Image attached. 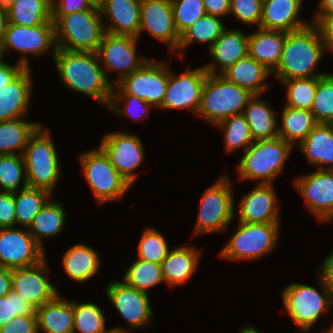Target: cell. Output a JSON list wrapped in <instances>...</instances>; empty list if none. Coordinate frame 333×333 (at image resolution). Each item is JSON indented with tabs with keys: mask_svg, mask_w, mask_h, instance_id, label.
Segmentation results:
<instances>
[{
	"mask_svg": "<svg viewBox=\"0 0 333 333\" xmlns=\"http://www.w3.org/2000/svg\"><path fill=\"white\" fill-rule=\"evenodd\" d=\"M53 58L67 88L108 106L113 85L106 78L97 53L57 49Z\"/></svg>",
	"mask_w": 333,
	"mask_h": 333,
	"instance_id": "1",
	"label": "cell"
},
{
	"mask_svg": "<svg viewBox=\"0 0 333 333\" xmlns=\"http://www.w3.org/2000/svg\"><path fill=\"white\" fill-rule=\"evenodd\" d=\"M325 51L320 33L313 23L302 29L286 32L280 61L271 75L279 79V82L323 76L327 73L316 72L314 68H317Z\"/></svg>",
	"mask_w": 333,
	"mask_h": 333,
	"instance_id": "2",
	"label": "cell"
},
{
	"mask_svg": "<svg viewBox=\"0 0 333 333\" xmlns=\"http://www.w3.org/2000/svg\"><path fill=\"white\" fill-rule=\"evenodd\" d=\"M293 146L279 136L254 141L245 151L238 164L241 179L257 181L259 184H273L284 169ZM260 180V181H259Z\"/></svg>",
	"mask_w": 333,
	"mask_h": 333,
	"instance_id": "3",
	"label": "cell"
},
{
	"mask_svg": "<svg viewBox=\"0 0 333 333\" xmlns=\"http://www.w3.org/2000/svg\"><path fill=\"white\" fill-rule=\"evenodd\" d=\"M99 7L62 16L55 23L57 49L97 53L104 29Z\"/></svg>",
	"mask_w": 333,
	"mask_h": 333,
	"instance_id": "4",
	"label": "cell"
},
{
	"mask_svg": "<svg viewBox=\"0 0 333 333\" xmlns=\"http://www.w3.org/2000/svg\"><path fill=\"white\" fill-rule=\"evenodd\" d=\"M253 95L221 74H207L197 115L215 126L228 117L242 114Z\"/></svg>",
	"mask_w": 333,
	"mask_h": 333,
	"instance_id": "5",
	"label": "cell"
},
{
	"mask_svg": "<svg viewBox=\"0 0 333 333\" xmlns=\"http://www.w3.org/2000/svg\"><path fill=\"white\" fill-rule=\"evenodd\" d=\"M50 130L40 124L30 135L23 158L29 187L43 189L51 194L59 181L60 161Z\"/></svg>",
	"mask_w": 333,
	"mask_h": 333,
	"instance_id": "6",
	"label": "cell"
},
{
	"mask_svg": "<svg viewBox=\"0 0 333 333\" xmlns=\"http://www.w3.org/2000/svg\"><path fill=\"white\" fill-rule=\"evenodd\" d=\"M321 293L315 287L292 283L282 290L283 304L288 316L307 333L322 313L333 305V291L320 279Z\"/></svg>",
	"mask_w": 333,
	"mask_h": 333,
	"instance_id": "7",
	"label": "cell"
},
{
	"mask_svg": "<svg viewBox=\"0 0 333 333\" xmlns=\"http://www.w3.org/2000/svg\"><path fill=\"white\" fill-rule=\"evenodd\" d=\"M230 177L221 175L202 194L193 236L227 230L235 216V202Z\"/></svg>",
	"mask_w": 333,
	"mask_h": 333,
	"instance_id": "8",
	"label": "cell"
},
{
	"mask_svg": "<svg viewBox=\"0 0 333 333\" xmlns=\"http://www.w3.org/2000/svg\"><path fill=\"white\" fill-rule=\"evenodd\" d=\"M280 223H238L220 256L226 260H256L274 251L278 241Z\"/></svg>",
	"mask_w": 333,
	"mask_h": 333,
	"instance_id": "9",
	"label": "cell"
},
{
	"mask_svg": "<svg viewBox=\"0 0 333 333\" xmlns=\"http://www.w3.org/2000/svg\"><path fill=\"white\" fill-rule=\"evenodd\" d=\"M79 159L84 178L99 204L119 200L130 189L129 182L115 169L100 147L81 153Z\"/></svg>",
	"mask_w": 333,
	"mask_h": 333,
	"instance_id": "10",
	"label": "cell"
},
{
	"mask_svg": "<svg viewBox=\"0 0 333 333\" xmlns=\"http://www.w3.org/2000/svg\"><path fill=\"white\" fill-rule=\"evenodd\" d=\"M168 81L169 64L149 58L139 69L124 77L117 85L125 93L160 109Z\"/></svg>",
	"mask_w": 333,
	"mask_h": 333,
	"instance_id": "11",
	"label": "cell"
},
{
	"mask_svg": "<svg viewBox=\"0 0 333 333\" xmlns=\"http://www.w3.org/2000/svg\"><path fill=\"white\" fill-rule=\"evenodd\" d=\"M138 38L129 35H114L105 32L97 51L103 62V70L110 82L107 71H117L118 76L112 85L119 83L124 77L139 69L149 59L136 53Z\"/></svg>",
	"mask_w": 333,
	"mask_h": 333,
	"instance_id": "12",
	"label": "cell"
},
{
	"mask_svg": "<svg viewBox=\"0 0 333 333\" xmlns=\"http://www.w3.org/2000/svg\"><path fill=\"white\" fill-rule=\"evenodd\" d=\"M2 46L4 54L10 49L21 52L23 56H21L18 63L24 68H30L27 55L24 54L41 56L46 51L52 50V56L54 57L57 50L55 24L52 21L33 27L8 24Z\"/></svg>",
	"mask_w": 333,
	"mask_h": 333,
	"instance_id": "13",
	"label": "cell"
},
{
	"mask_svg": "<svg viewBox=\"0 0 333 333\" xmlns=\"http://www.w3.org/2000/svg\"><path fill=\"white\" fill-rule=\"evenodd\" d=\"M172 71L169 65V81L162 101V108L186 109L197 115L207 71L203 66L194 70L187 67V70L179 75Z\"/></svg>",
	"mask_w": 333,
	"mask_h": 333,
	"instance_id": "14",
	"label": "cell"
},
{
	"mask_svg": "<svg viewBox=\"0 0 333 333\" xmlns=\"http://www.w3.org/2000/svg\"><path fill=\"white\" fill-rule=\"evenodd\" d=\"M99 147L108 156L115 169L132 186L138 175L134 170L145 159L144 146L140 138L126 132L106 133Z\"/></svg>",
	"mask_w": 333,
	"mask_h": 333,
	"instance_id": "15",
	"label": "cell"
},
{
	"mask_svg": "<svg viewBox=\"0 0 333 333\" xmlns=\"http://www.w3.org/2000/svg\"><path fill=\"white\" fill-rule=\"evenodd\" d=\"M44 250L28 228H0V267L15 269L35 265L45 258Z\"/></svg>",
	"mask_w": 333,
	"mask_h": 333,
	"instance_id": "16",
	"label": "cell"
},
{
	"mask_svg": "<svg viewBox=\"0 0 333 333\" xmlns=\"http://www.w3.org/2000/svg\"><path fill=\"white\" fill-rule=\"evenodd\" d=\"M47 264L45 257L35 265L11 269L12 290L19 293L35 310L59 294L58 287L49 280L50 269Z\"/></svg>",
	"mask_w": 333,
	"mask_h": 333,
	"instance_id": "17",
	"label": "cell"
},
{
	"mask_svg": "<svg viewBox=\"0 0 333 333\" xmlns=\"http://www.w3.org/2000/svg\"><path fill=\"white\" fill-rule=\"evenodd\" d=\"M294 186L318 221L333 219V170L316 169L295 179Z\"/></svg>",
	"mask_w": 333,
	"mask_h": 333,
	"instance_id": "18",
	"label": "cell"
},
{
	"mask_svg": "<svg viewBox=\"0 0 333 333\" xmlns=\"http://www.w3.org/2000/svg\"><path fill=\"white\" fill-rule=\"evenodd\" d=\"M109 301L114 305L132 329L150 324L153 312L148 293L142 292L125 284L113 281L105 288Z\"/></svg>",
	"mask_w": 333,
	"mask_h": 333,
	"instance_id": "19",
	"label": "cell"
},
{
	"mask_svg": "<svg viewBox=\"0 0 333 333\" xmlns=\"http://www.w3.org/2000/svg\"><path fill=\"white\" fill-rule=\"evenodd\" d=\"M144 31L166 44L171 53L178 52L181 36L174 23L171 0H141L138 38Z\"/></svg>",
	"mask_w": 333,
	"mask_h": 333,
	"instance_id": "20",
	"label": "cell"
},
{
	"mask_svg": "<svg viewBox=\"0 0 333 333\" xmlns=\"http://www.w3.org/2000/svg\"><path fill=\"white\" fill-rule=\"evenodd\" d=\"M273 184H259L243 195L238 206V222L280 223L279 207Z\"/></svg>",
	"mask_w": 333,
	"mask_h": 333,
	"instance_id": "21",
	"label": "cell"
},
{
	"mask_svg": "<svg viewBox=\"0 0 333 333\" xmlns=\"http://www.w3.org/2000/svg\"><path fill=\"white\" fill-rule=\"evenodd\" d=\"M101 16L109 19L105 32L114 35H129L138 38L141 0H101Z\"/></svg>",
	"mask_w": 333,
	"mask_h": 333,
	"instance_id": "22",
	"label": "cell"
},
{
	"mask_svg": "<svg viewBox=\"0 0 333 333\" xmlns=\"http://www.w3.org/2000/svg\"><path fill=\"white\" fill-rule=\"evenodd\" d=\"M248 37L249 35L242 30L226 29L213 45L208 48L213 62L203 66L207 73L222 74L239 59L247 56ZM217 66L220 71H218Z\"/></svg>",
	"mask_w": 333,
	"mask_h": 333,
	"instance_id": "23",
	"label": "cell"
},
{
	"mask_svg": "<svg viewBox=\"0 0 333 333\" xmlns=\"http://www.w3.org/2000/svg\"><path fill=\"white\" fill-rule=\"evenodd\" d=\"M30 68H25L15 79L0 90V122L26 117L32 96Z\"/></svg>",
	"mask_w": 333,
	"mask_h": 333,
	"instance_id": "24",
	"label": "cell"
},
{
	"mask_svg": "<svg viewBox=\"0 0 333 333\" xmlns=\"http://www.w3.org/2000/svg\"><path fill=\"white\" fill-rule=\"evenodd\" d=\"M302 0H268L262 3L260 28L291 32L302 29L311 22L299 17Z\"/></svg>",
	"mask_w": 333,
	"mask_h": 333,
	"instance_id": "25",
	"label": "cell"
},
{
	"mask_svg": "<svg viewBox=\"0 0 333 333\" xmlns=\"http://www.w3.org/2000/svg\"><path fill=\"white\" fill-rule=\"evenodd\" d=\"M201 250L195 246H178L168 252L162 261L164 282L170 287L184 285L195 273Z\"/></svg>",
	"mask_w": 333,
	"mask_h": 333,
	"instance_id": "26",
	"label": "cell"
},
{
	"mask_svg": "<svg viewBox=\"0 0 333 333\" xmlns=\"http://www.w3.org/2000/svg\"><path fill=\"white\" fill-rule=\"evenodd\" d=\"M256 29L248 37V54L272 73L280 61L286 32Z\"/></svg>",
	"mask_w": 333,
	"mask_h": 333,
	"instance_id": "27",
	"label": "cell"
},
{
	"mask_svg": "<svg viewBox=\"0 0 333 333\" xmlns=\"http://www.w3.org/2000/svg\"><path fill=\"white\" fill-rule=\"evenodd\" d=\"M38 333H73L74 301H66L58 294L36 309Z\"/></svg>",
	"mask_w": 333,
	"mask_h": 333,
	"instance_id": "28",
	"label": "cell"
},
{
	"mask_svg": "<svg viewBox=\"0 0 333 333\" xmlns=\"http://www.w3.org/2000/svg\"><path fill=\"white\" fill-rule=\"evenodd\" d=\"M228 81L249 90L254 95H262L267 89L266 79L271 76L261 63L249 54L239 59L222 74Z\"/></svg>",
	"mask_w": 333,
	"mask_h": 333,
	"instance_id": "29",
	"label": "cell"
},
{
	"mask_svg": "<svg viewBox=\"0 0 333 333\" xmlns=\"http://www.w3.org/2000/svg\"><path fill=\"white\" fill-rule=\"evenodd\" d=\"M298 147L310 165L333 170V134L328 124H317Z\"/></svg>",
	"mask_w": 333,
	"mask_h": 333,
	"instance_id": "30",
	"label": "cell"
},
{
	"mask_svg": "<svg viewBox=\"0 0 333 333\" xmlns=\"http://www.w3.org/2000/svg\"><path fill=\"white\" fill-rule=\"evenodd\" d=\"M100 260L92 247L84 243H77L65 252L62 264L65 273L71 280L83 283L97 274Z\"/></svg>",
	"mask_w": 333,
	"mask_h": 333,
	"instance_id": "31",
	"label": "cell"
},
{
	"mask_svg": "<svg viewBox=\"0 0 333 333\" xmlns=\"http://www.w3.org/2000/svg\"><path fill=\"white\" fill-rule=\"evenodd\" d=\"M260 95H253L248 101L243 114L250 127L254 141L278 137V123L274 110L265 100L259 99Z\"/></svg>",
	"mask_w": 333,
	"mask_h": 333,
	"instance_id": "32",
	"label": "cell"
},
{
	"mask_svg": "<svg viewBox=\"0 0 333 333\" xmlns=\"http://www.w3.org/2000/svg\"><path fill=\"white\" fill-rule=\"evenodd\" d=\"M317 121L310 110L296 109L284 105L278 135L292 146L299 145L315 128Z\"/></svg>",
	"mask_w": 333,
	"mask_h": 333,
	"instance_id": "33",
	"label": "cell"
},
{
	"mask_svg": "<svg viewBox=\"0 0 333 333\" xmlns=\"http://www.w3.org/2000/svg\"><path fill=\"white\" fill-rule=\"evenodd\" d=\"M66 212L62 204L55 200H48L40 212L34 217L28 231L35 241L44 249V237H53L62 232Z\"/></svg>",
	"mask_w": 333,
	"mask_h": 333,
	"instance_id": "34",
	"label": "cell"
},
{
	"mask_svg": "<svg viewBox=\"0 0 333 333\" xmlns=\"http://www.w3.org/2000/svg\"><path fill=\"white\" fill-rule=\"evenodd\" d=\"M25 119L26 117H21L0 122V155H23L30 135L40 125Z\"/></svg>",
	"mask_w": 333,
	"mask_h": 333,
	"instance_id": "35",
	"label": "cell"
},
{
	"mask_svg": "<svg viewBox=\"0 0 333 333\" xmlns=\"http://www.w3.org/2000/svg\"><path fill=\"white\" fill-rule=\"evenodd\" d=\"M9 24L33 27L52 21V0H15L7 10Z\"/></svg>",
	"mask_w": 333,
	"mask_h": 333,
	"instance_id": "36",
	"label": "cell"
},
{
	"mask_svg": "<svg viewBox=\"0 0 333 333\" xmlns=\"http://www.w3.org/2000/svg\"><path fill=\"white\" fill-rule=\"evenodd\" d=\"M106 318L102 309L92 302H74V326L73 333H127L130 327H115L107 329Z\"/></svg>",
	"mask_w": 333,
	"mask_h": 333,
	"instance_id": "37",
	"label": "cell"
},
{
	"mask_svg": "<svg viewBox=\"0 0 333 333\" xmlns=\"http://www.w3.org/2000/svg\"><path fill=\"white\" fill-rule=\"evenodd\" d=\"M219 17L205 15L199 18L189 29H187L180 39L178 54L183 59V50L193 43H208L209 48L227 29ZM182 50V51H181Z\"/></svg>",
	"mask_w": 333,
	"mask_h": 333,
	"instance_id": "38",
	"label": "cell"
},
{
	"mask_svg": "<svg viewBox=\"0 0 333 333\" xmlns=\"http://www.w3.org/2000/svg\"><path fill=\"white\" fill-rule=\"evenodd\" d=\"M51 195L46 190L29 186L21 188L20 193L14 192L16 226L28 228Z\"/></svg>",
	"mask_w": 333,
	"mask_h": 333,
	"instance_id": "39",
	"label": "cell"
},
{
	"mask_svg": "<svg viewBox=\"0 0 333 333\" xmlns=\"http://www.w3.org/2000/svg\"><path fill=\"white\" fill-rule=\"evenodd\" d=\"M123 282L147 293V289L164 282L161 264L137 259L126 270Z\"/></svg>",
	"mask_w": 333,
	"mask_h": 333,
	"instance_id": "40",
	"label": "cell"
},
{
	"mask_svg": "<svg viewBox=\"0 0 333 333\" xmlns=\"http://www.w3.org/2000/svg\"><path fill=\"white\" fill-rule=\"evenodd\" d=\"M215 126L224 130L223 141L227 153L240 148H243L244 152L254 142L243 113L228 117Z\"/></svg>",
	"mask_w": 333,
	"mask_h": 333,
	"instance_id": "41",
	"label": "cell"
},
{
	"mask_svg": "<svg viewBox=\"0 0 333 333\" xmlns=\"http://www.w3.org/2000/svg\"><path fill=\"white\" fill-rule=\"evenodd\" d=\"M28 186L23 155H0V191L16 192Z\"/></svg>",
	"mask_w": 333,
	"mask_h": 333,
	"instance_id": "42",
	"label": "cell"
},
{
	"mask_svg": "<svg viewBox=\"0 0 333 333\" xmlns=\"http://www.w3.org/2000/svg\"><path fill=\"white\" fill-rule=\"evenodd\" d=\"M281 83L286 87V106L311 110L317 90L318 76L288 79L281 81Z\"/></svg>",
	"mask_w": 333,
	"mask_h": 333,
	"instance_id": "43",
	"label": "cell"
},
{
	"mask_svg": "<svg viewBox=\"0 0 333 333\" xmlns=\"http://www.w3.org/2000/svg\"><path fill=\"white\" fill-rule=\"evenodd\" d=\"M122 101L126 102L125 106L121 105ZM106 107H109V109L121 118L123 116H130L131 120L134 121L143 120L148 117L149 109L153 108L140 98L125 93L117 84L113 86L110 101Z\"/></svg>",
	"mask_w": 333,
	"mask_h": 333,
	"instance_id": "44",
	"label": "cell"
},
{
	"mask_svg": "<svg viewBox=\"0 0 333 333\" xmlns=\"http://www.w3.org/2000/svg\"><path fill=\"white\" fill-rule=\"evenodd\" d=\"M318 124L333 122V74L318 76V85L310 110Z\"/></svg>",
	"mask_w": 333,
	"mask_h": 333,
	"instance_id": "45",
	"label": "cell"
},
{
	"mask_svg": "<svg viewBox=\"0 0 333 333\" xmlns=\"http://www.w3.org/2000/svg\"><path fill=\"white\" fill-rule=\"evenodd\" d=\"M169 251L166 239L158 229L144 230L138 244V259L161 264Z\"/></svg>",
	"mask_w": 333,
	"mask_h": 333,
	"instance_id": "46",
	"label": "cell"
},
{
	"mask_svg": "<svg viewBox=\"0 0 333 333\" xmlns=\"http://www.w3.org/2000/svg\"><path fill=\"white\" fill-rule=\"evenodd\" d=\"M174 23L180 36L206 15L203 0H171Z\"/></svg>",
	"mask_w": 333,
	"mask_h": 333,
	"instance_id": "47",
	"label": "cell"
},
{
	"mask_svg": "<svg viewBox=\"0 0 333 333\" xmlns=\"http://www.w3.org/2000/svg\"><path fill=\"white\" fill-rule=\"evenodd\" d=\"M19 315H36V310L19 293L11 290L0 297V327Z\"/></svg>",
	"mask_w": 333,
	"mask_h": 333,
	"instance_id": "48",
	"label": "cell"
},
{
	"mask_svg": "<svg viewBox=\"0 0 333 333\" xmlns=\"http://www.w3.org/2000/svg\"><path fill=\"white\" fill-rule=\"evenodd\" d=\"M237 20L248 27L257 25L260 28L262 17V3L258 0H230V12Z\"/></svg>",
	"mask_w": 333,
	"mask_h": 333,
	"instance_id": "49",
	"label": "cell"
},
{
	"mask_svg": "<svg viewBox=\"0 0 333 333\" xmlns=\"http://www.w3.org/2000/svg\"><path fill=\"white\" fill-rule=\"evenodd\" d=\"M95 6L90 0H52V22L55 24L62 16L90 10Z\"/></svg>",
	"mask_w": 333,
	"mask_h": 333,
	"instance_id": "50",
	"label": "cell"
},
{
	"mask_svg": "<svg viewBox=\"0 0 333 333\" xmlns=\"http://www.w3.org/2000/svg\"><path fill=\"white\" fill-rule=\"evenodd\" d=\"M0 333H38L37 315H19L12 318Z\"/></svg>",
	"mask_w": 333,
	"mask_h": 333,
	"instance_id": "51",
	"label": "cell"
},
{
	"mask_svg": "<svg viewBox=\"0 0 333 333\" xmlns=\"http://www.w3.org/2000/svg\"><path fill=\"white\" fill-rule=\"evenodd\" d=\"M16 226L14 192L0 191V228Z\"/></svg>",
	"mask_w": 333,
	"mask_h": 333,
	"instance_id": "52",
	"label": "cell"
},
{
	"mask_svg": "<svg viewBox=\"0 0 333 333\" xmlns=\"http://www.w3.org/2000/svg\"><path fill=\"white\" fill-rule=\"evenodd\" d=\"M313 20L311 22L317 27L325 49L333 52V14L315 16Z\"/></svg>",
	"mask_w": 333,
	"mask_h": 333,
	"instance_id": "53",
	"label": "cell"
},
{
	"mask_svg": "<svg viewBox=\"0 0 333 333\" xmlns=\"http://www.w3.org/2000/svg\"><path fill=\"white\" fill-rule=\"evenodd\" d=\"M206 14L223 18L230 15V0H203Z\"/></svg>",
	"mask_w": 333,
	"mask_h": 333,
	"instance_id": "54",
	"label": "cell"
},
{
	"mask_svg": "<svg viewBox=\"0 0 333 333\" xmlns=\"http://www.w3.org/2000/svg\"><path fill=\"white\" fill-rule=\"evenodd\" d=\"M25 68L19 64L12 66L7 62L0 65V90L3 86L9 84L13 79H15Z\"/></svg>",
	"mask_w": 333,
	"mask_h": 333,
	"instance_id": "55",
	"label": "cell"
},
{
	"mask_svg": "<svg viewBox=\"0 0 333 333\" xmlns=\"http://www.w3.org/2000/svg\"><path fill=\"white\" fill-rule=\"evenodd\" d=\"M319 268L317 275L333 291V251L324 259Z\"/></svg>",
	"mask_w": 333,
	"mask_h": 333,
	"instance_id": "56",
	"label": "cell"
},
{
	"mask_svg": "<svg viewBox=\"0 0 333 333\" xmlns=\"http://www.w3.org/2000/svg\"><path fill=\"white\" fill-rule=\"evenodd\" d=\"M11 290V269L0 267V297L7 295Z\"/></svg>",
	"mask_w": 333,
	"mask_h": 333,
	"instance_id": "57",
	"label": "cell"
},
{
	"mask_svg": "<svg viewBox=\"0 0 333 333\" xmlns=\"http://www.w3.org/2000/svg\"><path fill=\"white\" fill-rule=\"evenodd\" d=\"M319 11H317L315 16H326L333 14V0H320Z\"/></svg>",
	"mask_w": 333,
	"mask_h": 333,
	"instance_id": "58",
	"label": "cell"
},
{
	"mask_svg": "<svg viewBox=\"0 0 333 333\" xmlns=\"http://www.w3.org/2000/svg\"><path fill=\"white\" fill-rule=\"evenodd\" d=\"M8 24L9 21L7 10L0 8V44H3Z\"/></svg>",
	"mask_w": 333,
	"mask_h": 333,
	"instance_id": "59",
	"label": "cell"
},
{
	"mask_svg": "<svg viewBox=\"0 0 333 333\" xmlns=\"http://www.w3.org/2000/svg\"><path fill=\"white\" fill-rule=\"evenodd\" d=\"M238 333H261V332H259L257 327L255 328V326L245 325V327H243Z\"/></svg>",
	"mask_w": 333,
	"mask_h": 333,
	"instance_id": "60",
	"label": "cell"
},
{
	"mask_svg": "<svg viewBox=\"0 0 333 333\" xmlns=\"http://www.w3.org/2000/svg\"><path fill=\"white\" fill-rule=\"evenodd\" d=\"M15 0H0V8L8 10Z\"/></svg>",
	"mask_w": 333,
	"mask_h": 333,
	"instance_id": "61",
	"label": "cell"
},
{
	"mask_svg": "<svg viewBox=\"0 0 333 333\" xmlns=\"http://www.w3.org/2000/svg\"><path fill=\"white\" fill-rule=\"evenodd\" d=\"M3 56H4L3 46L2 44H0V65L5 62L2 60Z\"/></svg>",
	"mask_w": 333,
	"mask_h": 333,
	"instance_id": "62",
	"label": "cell"
},
{
	"mask_svg": "<svg viewBox=\"0 0 333 333\" xmlns=\"http://www.w3.org/2000/svg\"><path fill=\"white\" fill-rule=\"evenodd\" d=\"M322 333H333V323L331 324V326H329V328L323 330Z\"/></svg>",
	"mask_w": 333,
	"mask_h": 333,
	"instance_id": "63",
	"label": "cell"
},
{
	"mask_svg": "<svg viewBox=\"0 0 333 333\" xmlns=\"http://www.w3.org/2000/svg\"><path fill=\"white\" fill-rule=\"evenodd\" d=\"M95 6H100L101 0H90Z\"/></svg>",
	"mask_w": 333,
	"mask_h": 333,
	"instance_id": "64",
	"label": "cell"
},
{
	"mask_svg": "<svg viewBox=\"0 0 333 333\" xmlns=\"http://www.w3.org/2000/svg\"><path fill=\"white\" fill-rule=\"evenodd\" d=\"M328 125L331 127V131H332V134H333V122L328 123Z\"/></svg>",
	"mask_w": 333,
	"mask_h": 333,
	"instance_id": "65",
	"label": "cell"
},
{
	"mask_svg": "<svg viewBox=\"0 0 333 333\" xmlns=\"http://www.w3.org/2000/svg\"><path fill=\"white\" fill-rule=\"evenodd\" d=\"M258 1H260L261 3H264V2H266V1H268V0H258Z\"/></svg>",
	"mask_w": 333,
	"mask_h": 333,
	"instance_id": "66",
	"label": "cell"
}]
</instances>
